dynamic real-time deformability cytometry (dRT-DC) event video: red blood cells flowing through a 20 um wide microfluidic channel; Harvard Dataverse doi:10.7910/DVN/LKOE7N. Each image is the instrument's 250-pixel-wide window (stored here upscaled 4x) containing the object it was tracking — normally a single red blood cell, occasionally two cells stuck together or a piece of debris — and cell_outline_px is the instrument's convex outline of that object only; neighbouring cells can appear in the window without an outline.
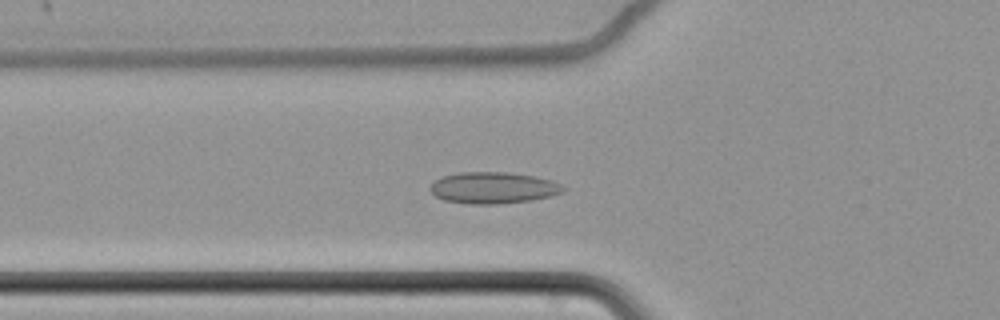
{"species": "common noctule bat (a hibernating species)", "species_latin": "Nyctalus noctula", "temperature_condition": "cold", "stored_images_in_passage": 65, "camera_frame_rate_fps": 3000, "um_per_image_px": 0.085, "animal": {"sex": "female", "body_mass_g": 22.7, "forearm_length_mm": 54.2}, "frame": {"image": 1, "passage_image": 26, "time_ms": 8.333, "image_size_px": [1000, 320], "cell_outline_px": [[564, 192], [552, 196], [532, 200], [496, 204], [468, 204], [444, 200], [436, 196], [428, 188], [436, 180], [444, 176], [456, 172], [508, 172], [536, 176], [552, 180], [560, 184], [564, 188]], "centroid_in_image_um": [41.94, 15.96], "position_along_channel_um": 83.9, "area_um2": 24.51}}
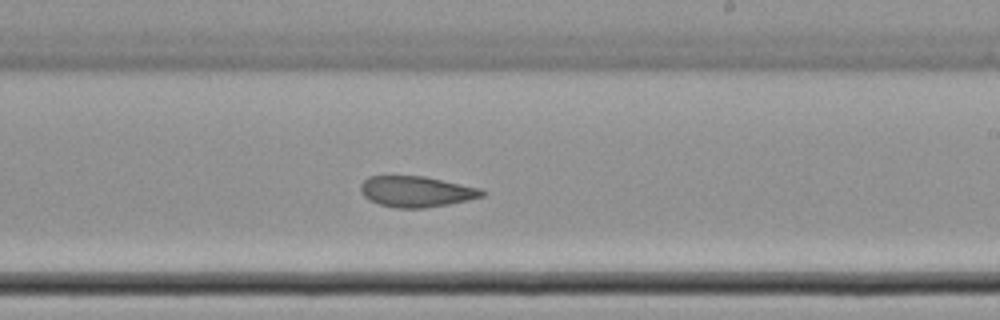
{"frame": {"image": 2, "passage_image": 41, "time_ms": 13.333, "image_size_px": [1000, 320], "cell_outline_px": [[488, 192], [484, 196], [448, 204], [424, 208], [396, 208], [380, 204], [368, 200], [360, 192], [360, 184], [368, 176], [424, 176], [480, 188]], "centroid_in_image_um": [35.37, 16.28], "position_along_channel_um": 253.6, "area_um2": 21.85}}
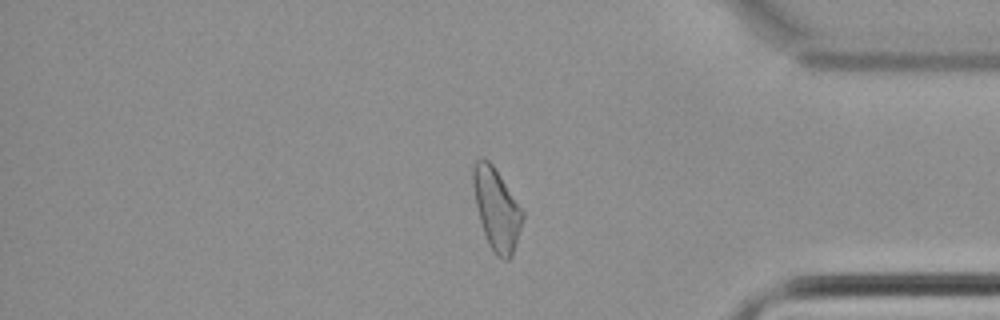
{"frame": {"image": 3, "passage_image": 55, "time_ms": 18.0, "image_size_px": [1000, 320], "cell_outline_px": [[524, 216], [512, 256], [508, 260], [504, 260], [496, 256], [492, 252], [488, 244], [480, 220], [476, 204], [472, 184], [472, 168], [476, 160], [480, 156], [488, 160], [492, 164], [524, 212]], "centroid_in_image_um": [42.19, 17.78], "position_along_channel_um": 393.0, "area_um2": 23.41}, "authors_computed_cell_mechanics": {"area_um2": 24.2182, "velocity_mm_per_s": 3.4125, "shape_relaxation_time_tau1_ms": null, "shape_relaxation_time_tau2_ms": 7.326, "deformation_change_tau1": null, "deformation_change_tau2": 0.0943}}